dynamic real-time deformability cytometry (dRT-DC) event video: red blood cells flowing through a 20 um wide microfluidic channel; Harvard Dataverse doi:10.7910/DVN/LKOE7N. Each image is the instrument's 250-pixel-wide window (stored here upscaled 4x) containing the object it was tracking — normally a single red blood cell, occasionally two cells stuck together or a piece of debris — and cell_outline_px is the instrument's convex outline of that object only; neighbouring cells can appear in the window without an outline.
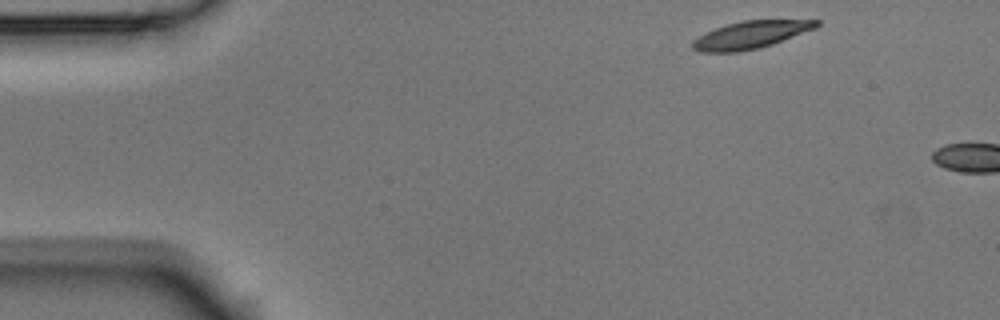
{"species": "Egyptian fruit bat (a non-hibernating species)", "species_latin": "Rousettus aegyptiacus", "temperature_condition": "room temperature", "stored_images_in_passage": 2, "camera_frame_rate_fps": 3000, "um_per_image_px": 0.085, "animal": {"sex": "male"}, "frame": {"image": 1, "passage_image": 1, "time_ms": 0.0, "image_size_px": [1000, 320], "cell_outline_px": [[820, 24], [816, 28], [772, 44], [760, 48], [740, 52], [700, 52], [692, 48], [692, 40], [716, 28], [728, 24], [744, 20], [820, 20]], "centroid_in_image_um": [63.82, 2.97], "position_along_channel_um": 21.2, "area_um2": 19.65}}